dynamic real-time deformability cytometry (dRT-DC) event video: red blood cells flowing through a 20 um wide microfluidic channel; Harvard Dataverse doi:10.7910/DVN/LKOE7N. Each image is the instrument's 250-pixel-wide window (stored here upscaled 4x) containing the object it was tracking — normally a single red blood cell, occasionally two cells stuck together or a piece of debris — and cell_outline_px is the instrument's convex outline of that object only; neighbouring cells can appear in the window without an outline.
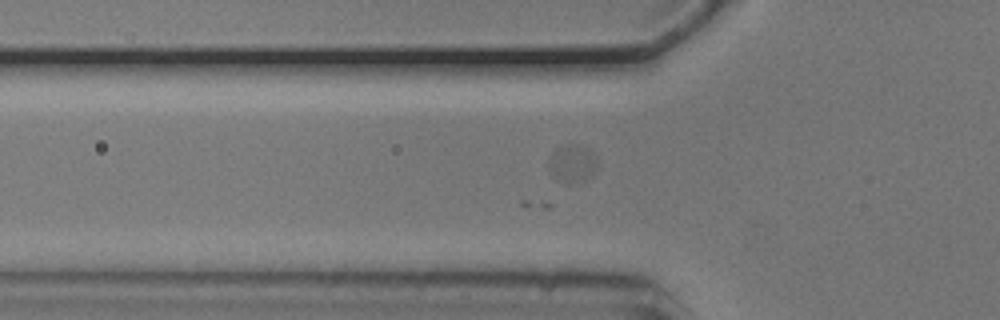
{"species": "common noctule bat (a hibernating species)", "species_latin": "Nyctalus noctula", "temperature_condition": "cold", "stored_images_in_passage": 31, "camera_frame_rate_fps": 3000, "um_per_image_px": 0.085, "animal": {"sex": "male", "body_mass_g": 20.5, "forearm_length_mm": 52.5}, "frame": {"image": 1, "passage_image": 9, "time_ms": 2.667, "image_size_px": [1000, 320], "cell_outline_px": [[596, 168], [592, 176], [584, 180], [572, 184], [548, 172], [548, 160], [552, 152], [556, 148], [568, 144], [580, 144], [588, 148], [592, 152], [596, 160]], "centroid_in_image_um": [48.64, 13.86], "position_along_channel_um": 77.2, "area_um2": 10.64}}
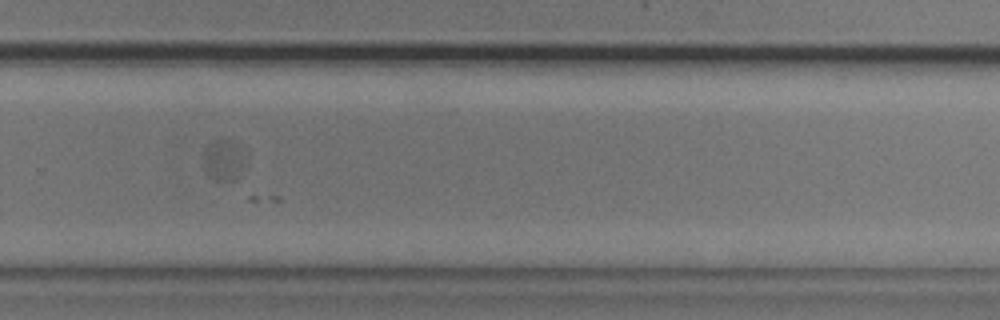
{"frame": {"image": 2, "passage_image": 28, "time_ms": 9.0, "image_size_px": [1000, 320], "cell_outline_px": [[244, 172], [240, 176], [232, 180], [216, 180], [208, 176], [204, 168], [208, 144], [216, 140], [232, 140], [240, 144], [244, 148]], "centroid_in_image_um": [19.09, 13.61], "position_along_channel_um": 310.7, "area_um2": 10.06}}
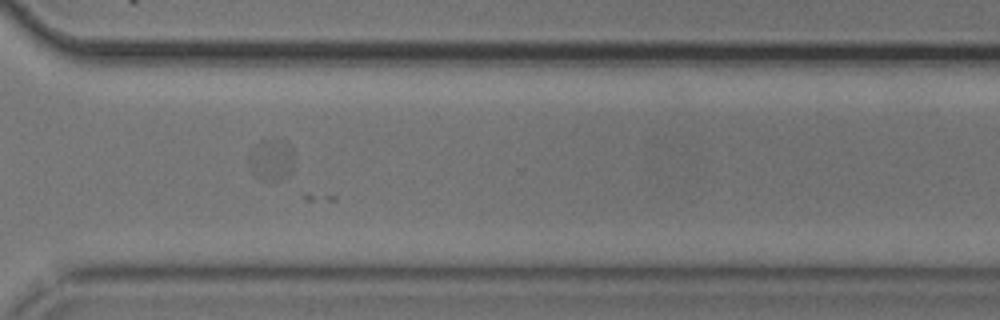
{"frame": {"image": 3, "passage_image": 31, "time_ms": 10.0, "image_size_px": [1000, 320], "cell_outline_px": [[296, 156], [292, 172], [280, 180], [264, 180], [252, 172], [248, 160], [248, 152], [260, 140], [284, 140], [296, 152]], "centroid_in_image_um": [23.11, 13.56], "position_along_channel_um": 347.5, "area_um2": 11.27}}